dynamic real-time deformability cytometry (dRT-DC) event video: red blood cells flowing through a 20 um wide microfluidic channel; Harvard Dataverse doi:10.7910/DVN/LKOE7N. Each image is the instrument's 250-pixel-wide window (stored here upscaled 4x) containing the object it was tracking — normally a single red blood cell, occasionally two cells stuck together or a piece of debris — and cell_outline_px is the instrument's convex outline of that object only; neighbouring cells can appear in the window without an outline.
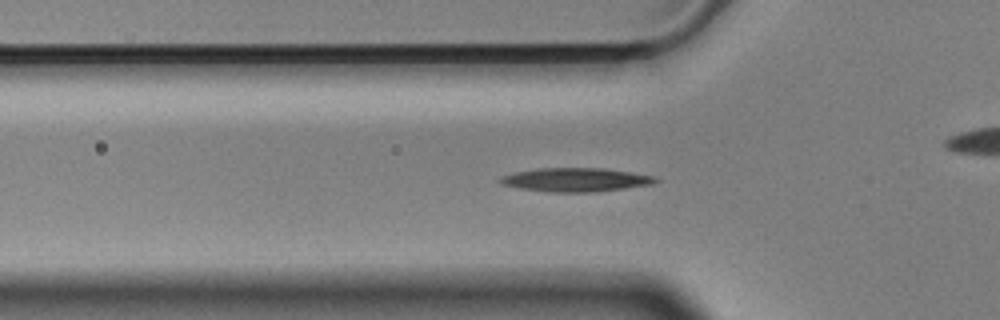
{"species": "Egyptian fruit bat (a non-hibernating species)", "species_latin": "Rousettus aegyptiacus", "temperature_condition": "cold", "stored_images_in_passage": 47, "camera_frame_rate_fps": 3000, "um_per_image_px": 0.085, "animal": {"sex": "male"}, "frame": {"image": 1, "passage_image": 8, "time_ms": 2.333, "image_size_px": [1000, 320], "cell_outline_px": [[660, 180], [652, 184], [624, 188], [592, 192], [548, 192], [520, 188], [500, 184], [496, 180], [500, 176], [516, 172], [540, 168], [604, 168], [652, 176]], "centroid_in_image_um": [48.86, 15.28], "position_along_channel_um": 76.9, "area_um2": 21.33}}
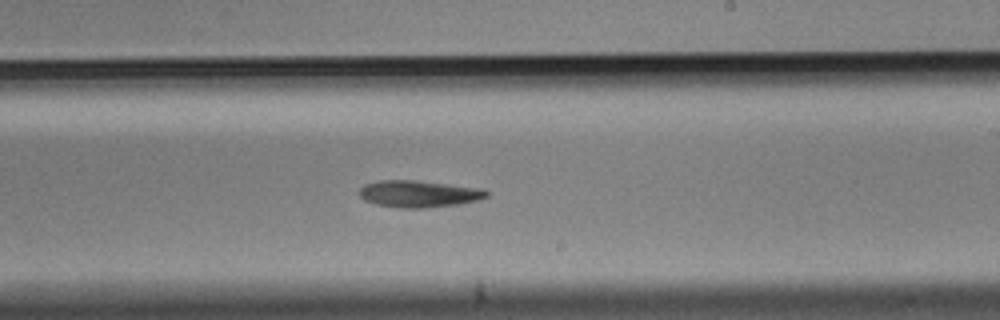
{"frame": {"image": 2, "passage_image": 23, "time_ms": 7.333, "image_size_px": [1000, 320], "cell_outline_px": [[488, 196], [476, 200], [460, 204], [424, 208], [396, 208], [376, 204], [364, 200], [360, 196], [360, 188], [364, 184], [376, 180], [416, 180], [476, 188], [488, 192]], "centroid_in_image_um": [35.52, 16.48], "position_along_channel_um": 253.5, "area_um2": 19.77}}
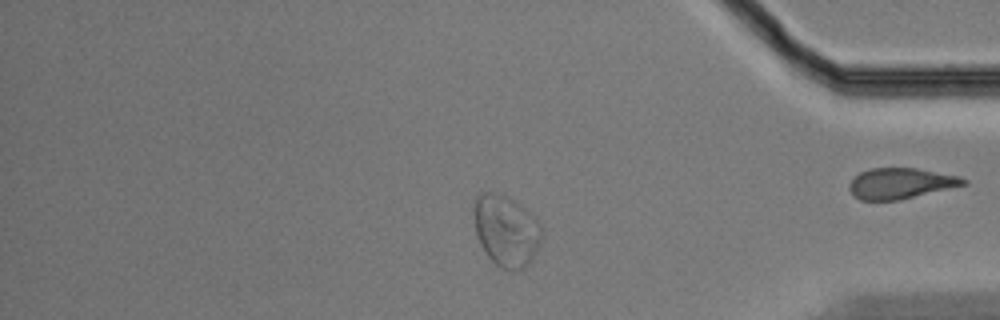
{"frame": {"image": 3, "passage_image": 37, "time_ms": 12.0, "image_size_px": [1000, 320], "cell_outline_px": [[540, 240], [536, 252], [532, 260], [524, 268], [508, 272], [500, 268], [488, 256], [476, 232], [476, 196], [480, 192], [492, 192], [508, 196], [516, 200], [540, 224]], "centroid_in_image_um": [43.04, 19.62], "position_along_channel_um": 392.2, "area_um2": 27.57}, "authors_computed_cell_mechanics": {"area_um2": 20.3456, "velocity_mm_per_s": 3.5187, "shape_relaxation_time_tau1_ms": 9.7235, "shape_relaxation_time_tau2_ms": null, "deformation_change_tau1": 0.1584, "deformation_change_tau2": null}}